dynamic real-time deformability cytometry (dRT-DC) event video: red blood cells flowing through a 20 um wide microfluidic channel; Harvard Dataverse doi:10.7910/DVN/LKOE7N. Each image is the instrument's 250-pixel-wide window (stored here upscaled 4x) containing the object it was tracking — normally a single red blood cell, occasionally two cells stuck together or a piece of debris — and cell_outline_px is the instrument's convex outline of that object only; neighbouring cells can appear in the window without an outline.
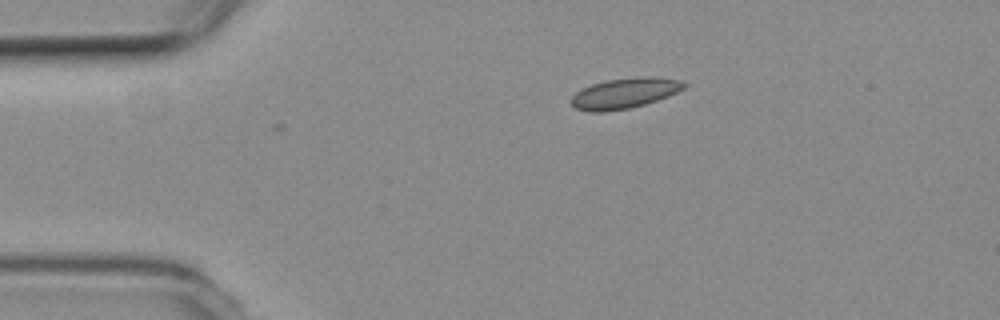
{"species": "common noctule bat (a hibernating species)", "species_latin": "Nyctalus noctula", "temperature_condition": "room temperature", "stored_images_in_passage": 2, "camera_frame_rate_fps": 3000, "um_per_image_px": 0.085, "animal": {"sex": "female", "body_mass_g": 19.3, "forearm_length_mm": 54.1}, "frame": {"image": 1, "passage_image": 2, "time_ms": 0.333, "image_size_px": [1000, 320], "cell_outline_px": [[688, 84], [684, 88], [668, 96], [644, 104], [628, 108], [604, 112], [592, 112], [576, 108], [572, 104], [572, 96], [580, 88], [592, 84], [608, 80], [636, 76], [652, 76], [680, 80]], "centroid_in_image_um": [53.09, 7.91], "position_along_channel_um": 31.9, "area_um2": 19.94}}